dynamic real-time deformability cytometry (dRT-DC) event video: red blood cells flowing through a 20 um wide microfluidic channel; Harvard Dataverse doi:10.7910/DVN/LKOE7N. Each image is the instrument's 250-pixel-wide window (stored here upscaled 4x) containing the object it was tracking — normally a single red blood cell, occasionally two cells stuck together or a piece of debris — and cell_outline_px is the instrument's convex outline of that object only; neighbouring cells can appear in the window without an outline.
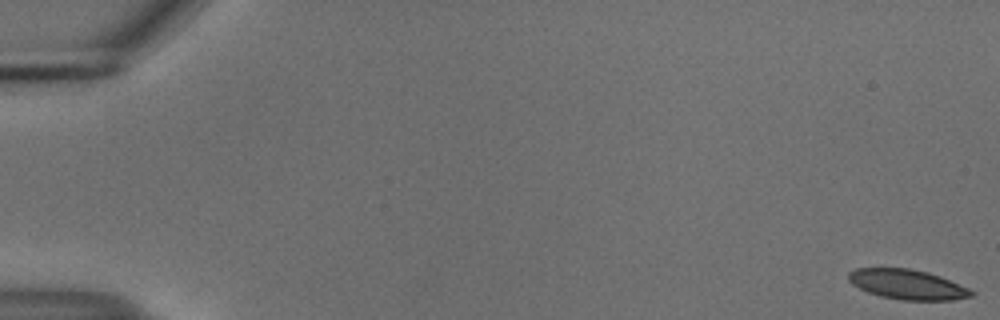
{"species": "common noctule bat (a hibernating species)", "species_latin": "Nyctalus noctula", "temperature_condition": "cold", "stored_images_in_passage": 18, "camera_frame_rate_fps": 3000, "um_per_image_px": 0.085, "animal": {"sex": "male", "body_mass_g": 18.8}, "frame": {"image": 1, "passage_image": 1, "time_ms": 0.0, "image_size_px": [1000, 320], "cell_outline_px": [[976, 292], [972, 296], [952, 300], [900, 300], [880, 296], [868, 292], [852, 284], [848, 280], [848, 272], [856, 268], [908, 268], [928, 272], [940, 276], [968, 288]], "centroid_in_image_um": [77.12, 24.17], "position_along_channel_um": 7.9, "area_um2": 21.39}}
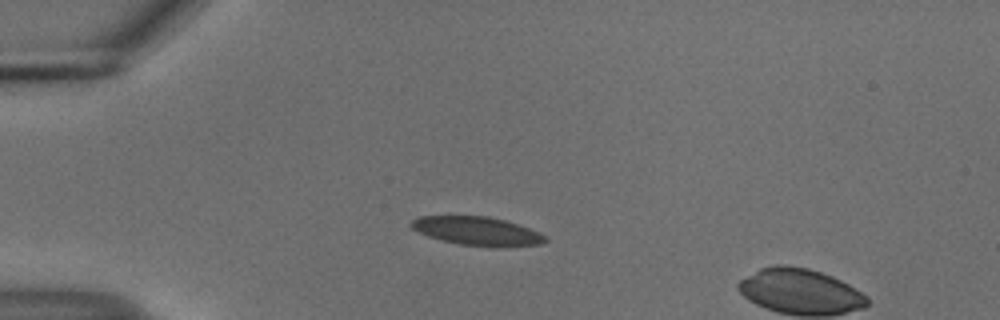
{"frame": {"image": 2, "passage_image": 15, "time_ms": 4.667, "image_size_px": [1000, 320], "cell_outline_px": [[548, 240], [540, 244], [508, 248], [500, 248], [460, 244], [440, 240], [428, 236], [412, 228], [408, 224], [412, 220], [420, 216], [488, 216], [504, 220], [528, 228], [544, 236]], "centroid_in_image_um": [40.55, 19.66], "position_along_channel_um": 44.5, "area_um2": 22.37}}